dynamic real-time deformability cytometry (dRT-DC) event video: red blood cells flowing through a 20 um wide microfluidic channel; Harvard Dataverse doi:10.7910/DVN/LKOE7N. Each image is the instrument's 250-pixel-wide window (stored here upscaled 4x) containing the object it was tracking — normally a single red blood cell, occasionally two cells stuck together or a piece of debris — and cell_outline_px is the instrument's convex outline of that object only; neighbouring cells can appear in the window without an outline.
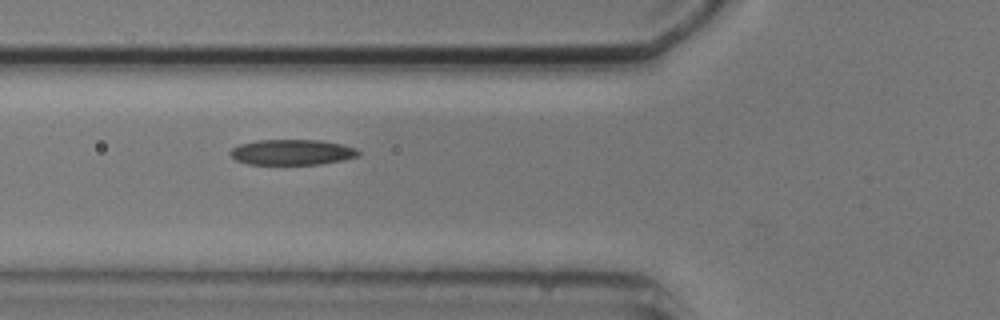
{"species": "common noctule bat (a hibernating species)", "species_latin": "Nyctalus noctula", "temperature_condition": "cold", "stored_images_in_passage": 6, "camera_frame_rate_fps": 3000, "um_per_image_px": 0.085, "animal": {"sex": "male", "body_mass_g": 20.5, "forearm_length_mm": 52.5}, "frame": {"image": 1, "passage_image": 5, "time_ms": 5.667, "image_size_px": [1000, 320], "cell_outline_px": [[360, 156], [344, 160], [320, 164], [248, 164], [236, 160], [228, 152], [232, 148], [240, 144], [256, 140], [320, 140], [340, 144], [356, 148], [360, 152]], "centroid_in_image_um": [24.83, 12.94], "position_along_channel_um": 101.0, "area_um2": 19.07}}
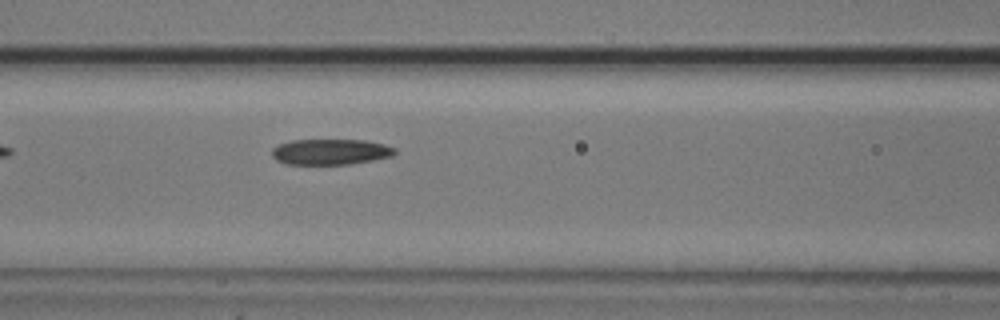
{"frame": {"image": 2, "passage_image": 6, "time_ms": 6.667, "image_size_px": [1000, 320], "cell_outline_px": [[396, 152], [392, 156], [372, 160], [348, 164], [284, 164], [276, 160], [272, 156], [272, 148], [280, 144], [292, 140], [364, 140], [384, 144], [396, 148]], "centroid_in_image_um": [28.08, 12.9], "position_along_channel_um": 138.5, "area_um2": 18.38}}